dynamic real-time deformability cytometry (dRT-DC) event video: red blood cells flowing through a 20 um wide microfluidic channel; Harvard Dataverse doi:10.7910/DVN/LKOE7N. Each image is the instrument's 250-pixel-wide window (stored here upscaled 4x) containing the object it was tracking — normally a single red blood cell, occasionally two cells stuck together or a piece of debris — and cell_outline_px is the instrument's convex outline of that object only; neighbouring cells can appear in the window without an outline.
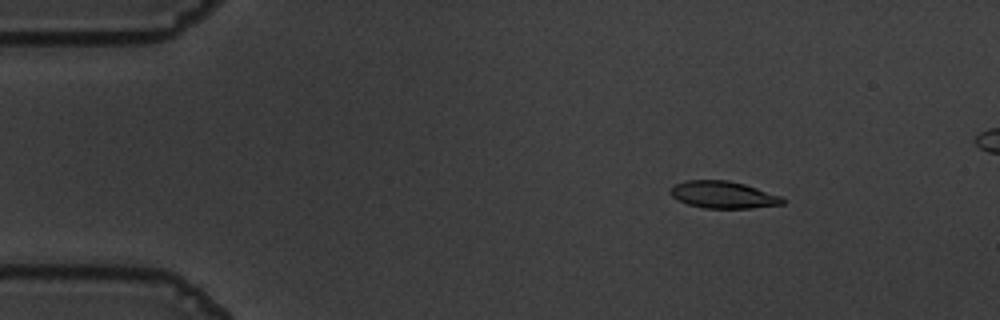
{"species": "common noctule bat (a hibernating species)", "species_latin": "Nyctalus noctula", "temperature_condition": "warm", "stored_images_in_passage": 50, "camera_frame_rate_fps": 3000, "um_per_image_px": 0.085, "animal": {"sex": "male", "body_mass_g": 19.5, "forearm_length_mm": 54.6}, "frame": {"image": 1, "passage_image": 3, "time_ms": 0.667, "image_size_px": [1000, 320], "cell_outline_px": [[784, 204], [752, 208], [704, 208], [688, 204], [672, 196], [668, 192], [676, 184], [688, 180], [728, 180], [744, 184], [780, 196], [784, 200]], "centroid_in_image_um": [61.47, 16.56], "position_along_channel_um": 23.5, "area_um2": 17.46}}
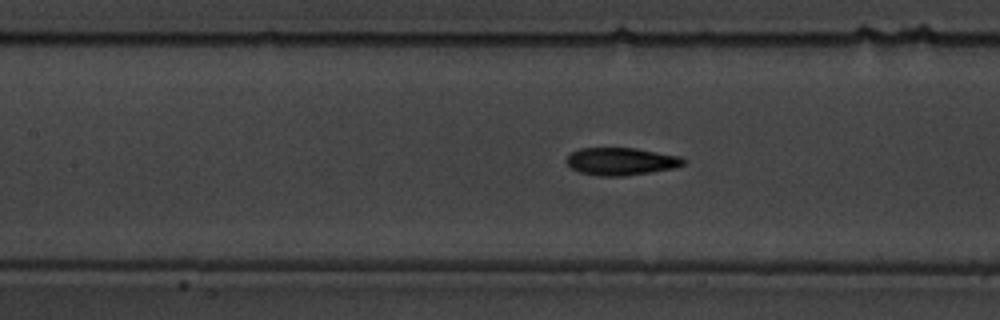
{"frame": {"image": 2, "passage_image": 20, "time_ms": 6.333, "image_size_px": [1000, 320], "cell_outline_px": [[688, 160], [684, 164], [676, 168], [624, 176], [600, 176], [580, 172], [572, 168], [564, 160], [572, 152], [580, 148], [636, 148], [680, 156]], "centroid_in_image_um": [52.82, 13.71], "position_along_channel_um": 154.6, "area_um2": 18.84}}
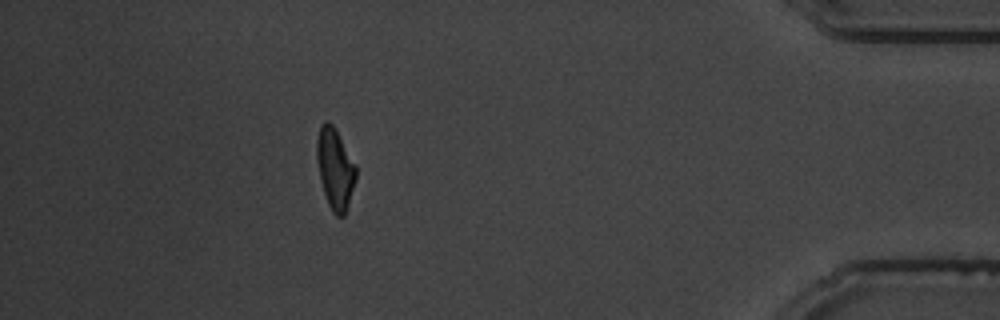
{"frame": {"image": 3, "passage_image": 45, "time_ms": 14.667, "image_size_px": [1000, 320], "cell_outline_px": [[356, 180], [344, 216], [336, 216], [332, 212], [328, 204], [320, 180], [316, 160], [316, 140], [320, 124], [328, 120], [336, 128], [356, 164]], "centroid_in_image_um": [28.47, 14.3], "position_along_channel_um": 406.7, "area_um2": 18.73}, "authors_computed_cell_mechanics": {"area_um2": 18.7561, "velocity_mm_per_s": 3.6191, "shape_relaxation_time_tau1_ms": 3.8306, "shape_relaxation_time_tau2_ms": 2.9861, "deformation_change_tau1": 0.1686, "deformation_change_tau2": 0.1157}}